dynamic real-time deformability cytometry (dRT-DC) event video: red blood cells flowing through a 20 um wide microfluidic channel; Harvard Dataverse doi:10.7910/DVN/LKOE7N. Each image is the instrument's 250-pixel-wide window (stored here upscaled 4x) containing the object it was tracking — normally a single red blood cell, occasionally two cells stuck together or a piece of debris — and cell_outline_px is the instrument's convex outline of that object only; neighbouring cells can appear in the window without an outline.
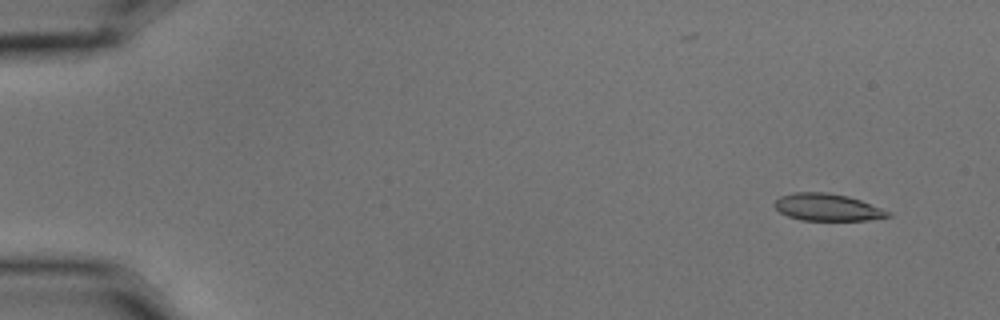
{"species": "common noctule bat (a hibernating species)", "species_latin": "Nyctalus noctula", "temperature_condition": "cold", "stored_images_in_passage": 7, "camera_frame_rate_fps": 3000, "um_per_image_px": 0.085, "animal": {"sex": "male", "body_mass_g": 15.6}, "frame": {"image": 1, "passage_image": 2, "time_ms": 0.333, "image_size_px": [1000, 320], "cell_outline_px": [[892, 216], [868, 220], [800, 220], [788, 216], [780, 212], [772, 204], [780, 196], [792, 192], [828, 192], [848, 196], [860, 200], [892, 212]], "centroid_in_image_um": [70.32, 17.61], "position_along_channel_um": 14.7, "area_um2": 18.03}}
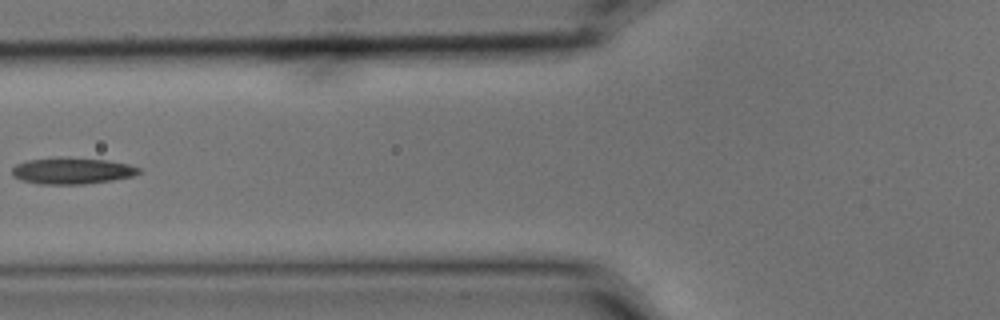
{"frame": {"image": 2, "passage_image": 6, "time_ms": 1.667, "image_size_px": [1000, 320], "cell_outline_px": [[140, 172], [132, 176], [112, 180], [84, 184], [40, 184], [20, 180], [12, 176], [12, 168], [16, 164], [28, 160], [60, 156], [108, 160], [128, 164], [140, 168]], "centroid_in_image_um": [6.09, 14.51], "position_along_channel_um": 119.7, "area_um2": 19.71}}
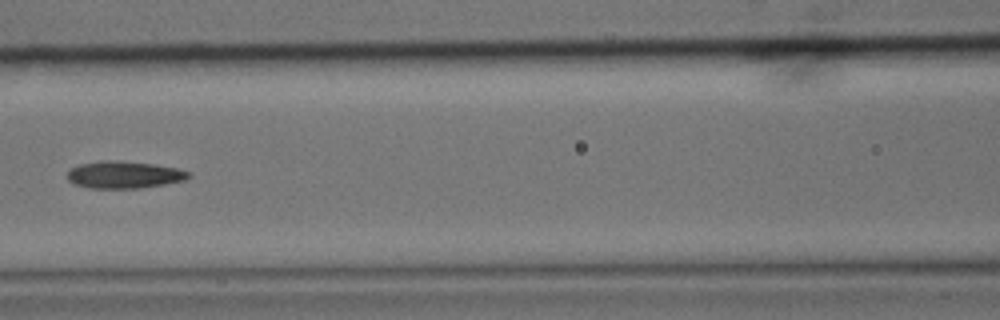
{"frame": {"image": 3, "passage_image": 7, "time_ms": 2.0, "image_size_px": [1000, 320], "cell_outline_px": [[192, 176], [184, 180], [164, 184], [140, 188], [88, 188], [72, 184], [68, 180], [68, 172], [72, 168], [80, 164], [100, 160], [116, 160], [156, 164], [176, 168], [188, 172]], "centroid_in_image_um": [10.52, 14.85], "position_along_channel_um": 156.1, "area_um2": 19.25}}